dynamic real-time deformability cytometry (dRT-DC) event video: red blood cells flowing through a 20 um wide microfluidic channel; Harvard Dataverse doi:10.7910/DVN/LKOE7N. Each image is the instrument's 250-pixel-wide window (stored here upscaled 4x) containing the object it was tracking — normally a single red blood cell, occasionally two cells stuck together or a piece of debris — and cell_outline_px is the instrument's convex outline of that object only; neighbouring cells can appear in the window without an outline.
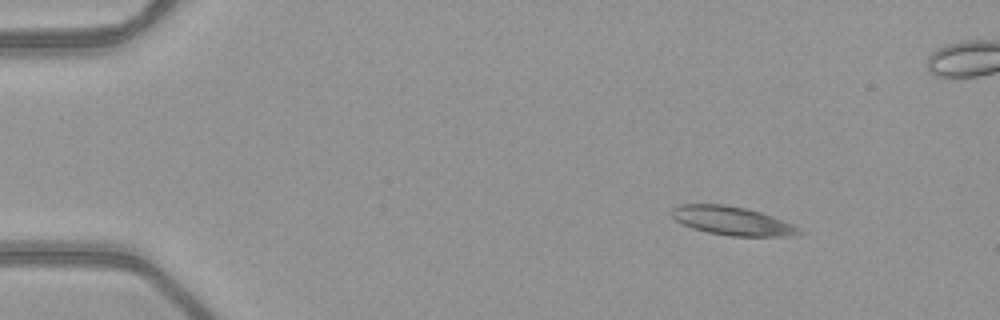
{"species": "common noctule bat (a hibernating species)", "species_latin": "Nyctalus noctula", "temperature_condition": "warm", "stored_images_in_passage": 47, "camera_frame_rate_fps": 3000, "um_per_image_px": 0.085, "animal": {"sex": "female", "body_mass_g": 21.9}, "frame": {"image": 1, "passage_image": 1, "time_ms": 0.0, "image_size_px": [1000, 320], "cell_outline_px": [[804, 232], [796, 236], [732, 236], [708, 232], [692, 228], [676, 220], [672, 216], [672, 208], [680, 204], [724, 204], [744, 208], [760, 212], [772, 216], [792, 224], [800, 228]], "centroid_in_image_um": [62.26, 18.77], "position_along_channel_um": 22.7, "area_um2": 21.15}}
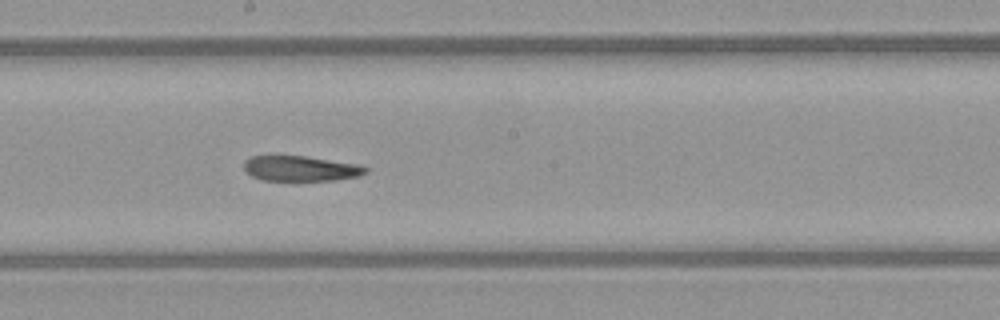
{"frame": {"image": 2, "passage_image": 23, "time_ms": 7.333, "image_size_px": [1000, 320], "cell_outline_px": [[368, 172], [360, 176], [336, 180], [264, 180], [252, 176], [244, 168], [244, 160], [252, 156], [268, 152], [276, 152], [360, 164], [368, 168]], "centroid_in_image_um": [25.51, 14.26], "position_along_channel_um": 222.7, "area_um2": 18.73}}
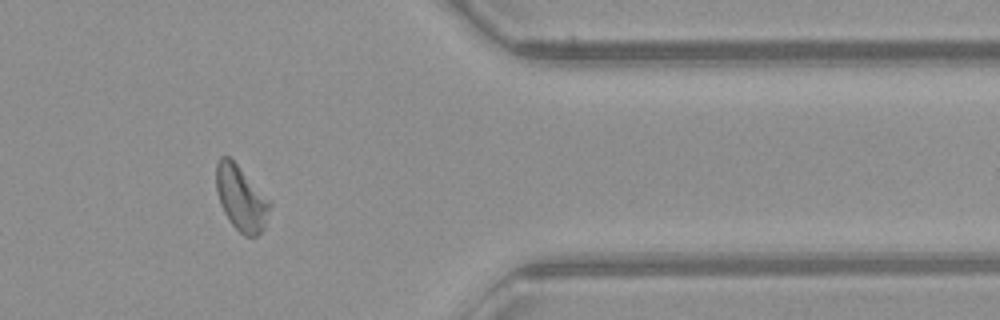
{"frame": {"image": 3, "passage_image": 37, "time_ms": 12.0, "image_size_px": [1000, 320], "cell_outline_px": [[272, 204], [264, 228], [256, 236], [244, 236], [232, 224], [224, 212], [220, 204], [216, 188], [216, 164], [220, 156], [228, 156], [272, 200]], "centroid_in_image_um": [20.52, 16.85], "position_along_channel_um": 390.9, "area_um2": 20.35}, "authors_computed_cell_mechanics": {"area_um2": 19.941, "velocity_mm_per_s": 4.0039, "shape_relaxation_time_tau1_ms": 11.2284, "shape_relaxation_time_tau2_ms": 2.5755, "deformation_change_tau1": 0.2421, "deformation_change_tau2": 0.0936}}